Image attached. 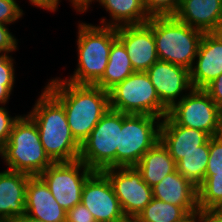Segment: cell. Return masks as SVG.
<instances>
[{
	"mask_svg": "<svg viewBox=\"0 0 222 222\" xmlns=\"http://www.w3.org/2000/svg\"><path fill=\"white\" fill-rule=\"evenodd\" d=\"M64 107L72 136L81 145L110 109L109 92L90 84H73L60 77L44 86Z\"/></svg>",
	"mask_w": 222,
	"mask_h": 222,
	"instance_id": "1",
	"label": "cell"
},
{
	"mask_svg": "<svg viewBox=\"0 0 222 222\" xmlns=\"http://www.w3.org/2000/svg\"><path fill=\"white\" fill-rule=\"evenodd\" d=\"M27 115L35 122L46 154L54 162L79 160L80 144L72 136L63 105L44 87Z\"/></svg>",
	"mask_w": 222,
	"mask_h": 222,
	"instance_id": "2",
	"label": "cell"
},
{
	"mask_svg": "<svg viewBox=\"0 0 222 222\" xmlns=\"http://www.w3.org/2000/svg\"><path fill=\"white\" fill-rule=\"evenodd\" d=\"M79 21L76 26L77 65L73 74L61 79L73 84L94 85L105 72L112 42L117 38V27Z\"/></svg>",
	"mask_w": 222,
	"mask_h": 222,
	"instance_id": "3",
	"label": "cell"
},
{
	"mask_svg": "<svg viewBox=\"0 0 222 222\" xmlns=\"http://www.w3.org/2000/svg\"><path fill=\"white\" fill-rule=\"evenodd\" d=\"M146 24L153 30L158 59L190 70L204 32L174 16L151 17Z\"/></svg>",
	"mask_w": 222,
	"mask_h": 222,
	"instance_id": "4",
	"label": "cell"
},
{
	"mask_svg": "<svg viewBox=\"0 0 222 222\" xmlns=\"http://www.w3.org/2000/svg\"><path fill=\"white\" fill-rule=\"evenodd\" d=\"M1 161L6 169L30 176H38L54 163L45 152L35 122L26 113L15 122L2 148Z\"/></svg>",
	"mask_w": 222,
	"mask_h": 222,
	"instance_id": "5",
	"label": "cell"
},
{
	"mask_svg": "<svg viewBox=\"0 0 222 222\" xmlns=\"http://www.w3.org/2000/svg\"><path fill=\"white\" fill-rule=\"evenodd\" d=\"M110 109L125 114H146L164 118L168 109L146 72L135 71L109 91Z\"/></svg>",
	"mask_w": 222,
	"mask_h": 222,
	"instance_id": "6",
	"label": "cell"
},
{
	"mask_svg": "<svg viewBox=\"0 0 222 222\" xmlns=\"http://www.w3.org/2000/svg\"><path fill=\"white\" fill-rule=\"evenodd\" d=\"M162 118L146 114L123 113L119 127L116 168L136 166L142 156L160 140Z\"/></svg>",
	"mask_w": 222,
	"mask_h": 222,
	"instance_id": "7",
	"label": "cell"
},
{
	"mask_svg": "<svg viewBox=\"0 0 222 222\" xmlns=\"http://www.w3.org/2000/svg\"><path fill=\"white\" fill-rule=\"evenodd\" d=\"M123 113L109 109L80 145L79 160L93 171L116 168Z\"/></svg>",
	"mask_w": 222,
	"mask_h": 222,
	"instance_id": "8",
	"label": "cell"
},
{
	"mask_svg": "<svg viewBox=\"0 0 222 222\" xmlns=\"http://www.w3.org/2000/svg\"><path fill=\"white\" fill-rule=\"evenodd\" d=\"M167 116L179 126L194 128L211 137L222 134V112L204 89H192L169 110Z\"/></svg>",
	"mask_w": 222,
	"mask_h": 222,
	"instance_id": "9",
	"label": "cell"
},
{
	"mask_svg": "<svg viewBox=\"0 0 222 222\" xmlns=\"http://www.w3.org/2000/svg\"><path fill=\"white\" fill-rule=\"evenodd\" d=\"M82 161L57 162L38 176L45 182L59 205L66 211L81 203L86 180L94 173Z\"/></svg>",
	"mask_w": 222,
	"mask_h": 222,
	"instance_id": "10",
	"label": "cell"
},
{
	"mask_svg": "<svg viewBox=\"0 0 222 222\" xmlns=\"http://www.w3.org/2000/svg\"><path fill=\"white\" fill-rule=\"evenodd\" d=\"M102 172L110 180L124 215L133 221L153 199L152 188L136 166L107 168Z\"/></svg>",
	"mask_w": 222,
	"mask_h": 222,
	"instance_id": "11",
	"label": "cell"
},
{
	"mask_svg": "<svg viewBox=\"0 0 222 222\" xmlns=\"http://www.w3.org/2000/svg\"><path fill=\"white\" fill-rule=\"evenodd\" d=\"M81 203L96 222H128L113 186L102 171H95L85 182Z\"/></svg>",
	"mask_w": 222,
	"mask_h": 222,
	"instance_id": "12",
	"label": "cell"
},
{
	"mask_svg": "<svg viewBox=\"0 0 222 222\" xmlns=\"http://www.w3.org/2000/svg\"><path fill=\"white\" fill-rule=\"evenodd\" d=\"M146 73L168 110L193 89L190 70L182 66L158 60Z\"/></svg>",
	"mask_w": 222,
	"mask_h": 222,
	"instance_id": "13",
	"label": "cell"
},
{
	"mask_svg": "<svg viewBox=\"0 0 222 222\" xmlns=\"http://www.w3.org/2000/svg\"><path fill=\"white\" fill-rule=\"evenodd\" d=\"M117 38L123 43L134 71L146 72L159 60L153 30L146 23L117 27Z\"/></svg>",
	"mask_w": 222,
	"mask_h": 222,
	"instance_id": "14",
	"label": "cell"
},
{
	"mask_svg": "<svg viewBox=\"0 0 222 222\" xmlns=\"http://www.w3.org/2000/svg\"><path fill=\"white\" fill-rule=\"evenodd\" d=\"M222 74V41L211 33H204L198 53L190 69L194 89H204Z\"/></svg>",
	"mask_w": 222,
	"mask_h": 222,
	"instance_id": "15",
	"label": "cell"
},
{
	"mask_svg": "<svg viewBox=\"0 0 222 222\" xmlns=\"http://www.w3.org/2000/svg\"><path fill=\"white\" fill-rule=\"evenodd\" d=\"M30 177L9 169L0 171V222H15L26 214V186Z\"/></svg>",
	"mask_w": 222,
	"mask_h": 222,
	"instance_id": "16",
	"label": "cell"
},
{
	"mask_svg": "<svg viewBox=\"0 0 222 222\" xmlns=\"http://www.w3.org/2000/svg\"><path fill=\"white\" fill-rule=\"evenodd\" d=\"M26 215L43 222H66L67 211L56 201L39 176H31L26 186Z\"/></svg>",
	"mask_w": 222,
	"mask_h": 222,
	"instance_id": "17",
	"label": "cell"
},
{
	"mask_svg": "<svg viewBox=\"0 0 222 222\" xmlns=\"http://www.w3.org/2000/svg\"><path fill=\"white\" fill-rule=\"evenodd\" d=\"M211 136L203 131L176 125L167 115L160 125V141L168 149L175 162L182 159V155L201 150Z\"/></svg>",
	"mask_w": 222,
	"mask_h": 222,
	"instance_id": "18",
	"label": "cell"
},
{
	"mask_svg": "<svg viewBox=\"0 0 222 222\" xmlns=\"http://www.w3.org/2000/svg\"><path fill=\"white\" fill-rule=\"evenodd\" d=\"M153 198L182 207L188 214L197 212V187L177 170L166 175L152 187Z\"/></svg>",
	"mask_w": 222,
	"mask_h": 222,
	"instance_id": "19",
	"label": "cell"
},
{
	"mask_svg": "<svg viewBox=\"0 0 222 222\" xmlns=\"http://www.w3.org/2000/svg\"><path fill=\"white\" fill-rule=\"evenodd\" d=\"M174 17L192 28L211 33L222 20V0H182Z\"/></svg>",
	"mask_w": 222,
	"mask_h": 222,
	"instance_id": "20",
	"label": "cell"
},
{
	"mask_svg": "<svg viewBox=\"0 0 222 222\" xmlns=\"http://www.w3.org/2000/svg\"><path fill=\"white\" fill-rule=\"evenodd\" d=\"M96 2L109 14V19L105 16L99 19L101 26L141 25L150 19L142 0H96Z\"/></svg>",
	"mask_w": 222,
	"mask_h": 222,
	"instance_id": "21",
	"label": "cell"
},
{
	"mask_svg": "<svg viewBox=\"0 0 222 222\" xmlns=\"http://www.w3.org/2000/svg\"><path fill=\"white\" fill-rule=\"evenodd\" d=\"M136 168L141 172L143 180L152 188L176 170V162L159 140L142 156Z\"/></svg>",
	"mask_w": 222,
	"mask_h": 222,
	"instance_id": "22",
	"label": "cell"
},
{
	"mask_svg": "<svg viewBox=\"0 0 222 222\" xmlns=\"http://www.w3.org/2000/svg\"><path fill=\"white\" fill-rule=\"evenodd\" d=\"M134 72L132 63L123 43L116 38L112 42L105 72L94 85L105 91H109L116 84L122 82Z\"/></svg>",
	"mask_w": 222,
	"mask_h": 222,
	"instance_id": "23",
	"label": "cell"
},
{
	"mask_svg": "<svg viewBox=\"0 0 222 222\" xmlns=\"http://www.w3.org/2000/svg\"><path fill=\"white\" fill-rule=\"evenodd\" d=\"M209 159V140L201 145V150L182 155L176 162V170L197 188L205 178Z\"/></svg>",
	"mask_w": 222,
	"mask_h": 222,
	"instance_id": "24",
	"label": "cell"
},
{
	"mask_svg": "<svg viewBox=\"0 0 222 222\" xmlns=\"http://www.w3.org/2000/svg\"><path fill=\"white\" fill-rule=\"evenodd\" d=\"M189 214L180 206L153 198L134 222H180Z\"/></svg>",
	"mask_w": 222,
	"mask_h": 222,
	"instance_id": "25",
	"label": "cell"
},
{
	"mask_svg": "<svg viewBox=\"0 0 222 222\" xmlns=\"http://www.w3.org/2000/svg\"><path fill=\"white\" fill-rule=\"evenodd\" d=\"M197 192L199 210H222V171L205 172Z\"/></svg>",
	"mask_w": 222,
	"mask_h": 222,
	"instance_id": "26",
	"label": "cell"
},
{
	"mask_svg": "<svg viewBox=\"0 0 222 222\" xmlns=\"http://www.w3.org/2000/svg\"><path fill=\"white\" fill-rule=\"evenodd\" d=\"M147 15L151 17L174 16L182 0H142Z\"/></svg>",
	"mask_w": 222,
	"mask_h": 222,
	"instance_id": "27",
	"label": "cell"
},
{
	"mask_svg": "<svg viewBox=\"0 0 222 222\" xmlns=\"http://www.w3.org/2000/svg\"><path fill=\"white\" fill-rule=\"evenodd\" d=\"M18 0H0V23L10 25L15 24L22 16L25 15L24 10L20 7Z\"/></svg>",
	"mask_w": 222,
	"mask_h": 222,
	"instance_id": "28",
	"label": "cell"
},
{
	"mask_svg": "<svg viewBox=\"0 0 222 222\" xmlns=\"http://www.w3.org/2000/svg\"><path fill=\"white\" fill-rule=\"evenodd\" d=\"M222 171V134L209 139V159L206 172Z\"/></svg>",
	"mask_w": 222,
	"mask_h": 222,
	"instance_id": "29",
	"label": "cell"
},
{
	"mask_svg": "<svg viewBox=\"0 0 222 222\" xmlns=\"http://www.w3.org/2000/svg\"><path fill=\"white\" fill-rule=\"evenodd\" d=\"M20 114L12 116L7 106H0V148H3L9 140L11 130Z\"/></svg>",
	"mask_w": 222,
	"mask_h": 222,
	"instance_id": "30",
	"label": "cell"
},
{
	"mask_svg": "<svg viewBox=\"0 0 222 222\" xmlns=\"http://www.w3.org/2000/svg\"><path fill=\"white\" fill-rule=\"evenodd\" d=\"M8 27L10 26L0 23V55L13 54L19 50V40Z\"/></svg>",
	"mask_w": 222,
	"mask_h": 222,
	"instance_id": "31",
	"label": "cell"
},
{
	"mask_svg": "<svg viewBox=\"0 0 222 222\" xmlns=\"http://www.w3.org/2000/svg\"><path fill=\"white\" fill-rule=\"evenodd\" d=\"M16 62L12 54L0 55V82H15Z\"/></svg>",
	"mask_w": 222,
	"mask_h": 222,
	"instance_id": "32",
	"label": "cell"
},
{
	"mask_svg": "<svg viewBox=\"0 0 222 222\" xmlns=\"http://www.w3.org/2000/svg\"><path fill=\"white\" fill-rule=\"evenodd\" d=\"M66 222H96L92 213L82 204L67 211Z\"/></svg>",
	"mask_w": 222,
	"mask_h": 222,
	"instance_id": "33",
	"label": "cell"
},
{
	"mask_svg": "<svg viewBox=\"0 0 222 222\" xmlns=\"http://www.w3.org/2000/svg\"><path fill=\"white\" fill-rule=\"evenodd\" d=\"M204 90L209 94L210 98L217 104L222 112V74L210 82Z\"/></svg>",
	"mask_w": 222,
	"mask_h": 222,
	"instance_id": "34",
	"label": "cell"
},
{
	"mask_svg": "<svg viewBox=\"0 0 222 222\" xmlns=\"http://www.w3.org/2000/svg\"><path fill=\"white\" fill-rule=\"evenodd\" d=\"M16 82H0V106H6L12 97Z\"/></svg>",
	"mask_w": 222,
	"mask_h": 222,
	"instance_id": "35",
	"label": "cell"
},
{
	"mask_svg": "<svg viewBox=\"0 0 222 222\" xmlns=\"http://www.w3.org/2000/svg\"><path fill=\"white\" fill-rule=\"evenodd\" d=\"M29 3L36 8L44 9L47 12L58 11L59 4L62 0H28Z\"/></svg>",
	"mask_w": 222,
	"mask_h": 222,
	"instance_id": "36",
	"label": "cell"
},
{
	"mask_svg": "<svg viewBox=\"0 0 222 222\" xmlns=\"http://www.w3.org/2000/svg\"><path fill=\"white\" fill-rule=\"evenodd\" d=\"M199 222H222V210H199Z\"/></svg>",
	"mask_w": 222,
	"mask_h": 222,
	"instance_id": "37",
	"label": "cell"
},
{
	"mask_svg": "<svg viewBox=\"0 0 222 222\" xmlns=\"http://www.w3.org/2000/svg\"><path fill=\"white\" fill-rule=\"evenodd\" d=\"M70 2L72 9L75 10L76 13L82 14L89 11L88 9L92 8V4L95 3L96 0H67ZM91 6V7H90Z\"/></svg>",
	"mask_w": 222,
	"mask_h": 222,
	"instance_id": "38",
	"label": "cell"
},
{
	"mask_svg": "<svg viewBox=\"0 0 222 222\" xmlns=\"http://www.w3.org/2000/svg\"><path fill=\"white\" fill-rule=\"evenodd\" d=\"M180 222H199V210L195 213L189 214Z\"/></svg>",
	"mask_w": 222,
	"mask_h": 222,
	"instance_id": "39",
	"label": "cell"
},
{
	"mask_svg": "<svg viewBox=\"0 0 222 222\" xmlns=\"http://www.w3.org/2000/svg\"><path fill=\"white\" fill-rule=\"evenodd\" d=\"M15 222H43V221L25 214L24 216L19 217Z\"/></svg>",
	"mask_w": 222,
	"mask_h": 222,
	"instance_id": "40",
	"label": "cell"
},
{
	"mask_svg": "<svg viewBox=\"0 0 222 222\" xmlns=\"http://www.w3.org/2000/svg\"><path fill=\"white\" fill-rule=\"evenodd\" d=\"M212 33L222 41V20L217 24V27Z\"/></svg>",
	"mask_w": 222,
	"mask_h": 222,
	"instance_id": "41",
	"label": "cell"
},
{
	"mask_svg": "<svg viewBox=\"0 0 222 222\" xmlns=\"http://www.w3.org/2000/svg\"><path fill=\"white\" fill-rule=\"evenodd\" d=\"M0 157H2V148H0Z\"/></svg>",
	"mask_w": 222,
	"mask_h": 222,
	"instance_id": "42",
	"label": "cell"
}]
</instances>
